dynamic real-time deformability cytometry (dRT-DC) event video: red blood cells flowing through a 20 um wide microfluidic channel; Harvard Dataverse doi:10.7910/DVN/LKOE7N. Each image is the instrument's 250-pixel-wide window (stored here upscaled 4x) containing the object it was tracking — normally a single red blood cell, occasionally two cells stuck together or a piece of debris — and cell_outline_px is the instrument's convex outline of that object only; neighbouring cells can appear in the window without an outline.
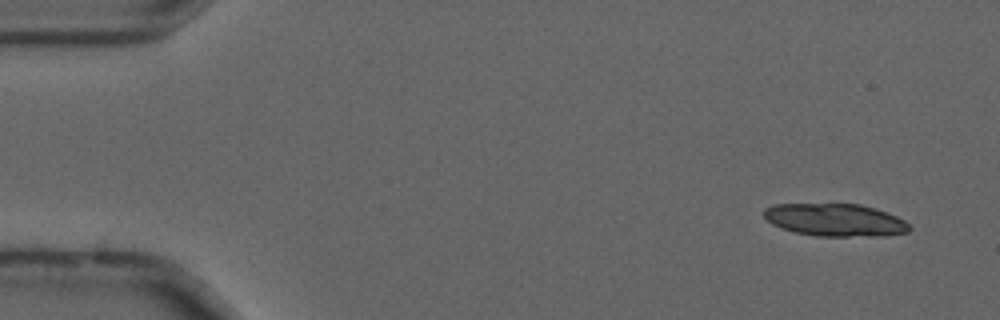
{"species": "common noctule bat (a hibernating species)", "species_latin": "Nyctalus noctula", "temperature_condition": "cold", "stored_images_in_passage": 23, "camera_frame_rate_fps": 3000, "um_per_image_px": 0.085, "animal": {"sex": "male", "forearm_length_mm": 52.5}, "frame": {"image": 1, "passage_image": 4, "time_ms": 1.0, "image_size_px": [1000, 320], "cell_outline_px": [[912, 228], [908, 232], [884, 236], [816, 236], [796, 232], [780, 228], [772, 224], [764, 216], [764, 208], [772, 204], [860, 204], [876, 208], [896, 216], [904, 220]], "centroid_in_image_um": [71.0, 18.7], "position_along_channel_um": 14.0, "area_um2": 27.74}}